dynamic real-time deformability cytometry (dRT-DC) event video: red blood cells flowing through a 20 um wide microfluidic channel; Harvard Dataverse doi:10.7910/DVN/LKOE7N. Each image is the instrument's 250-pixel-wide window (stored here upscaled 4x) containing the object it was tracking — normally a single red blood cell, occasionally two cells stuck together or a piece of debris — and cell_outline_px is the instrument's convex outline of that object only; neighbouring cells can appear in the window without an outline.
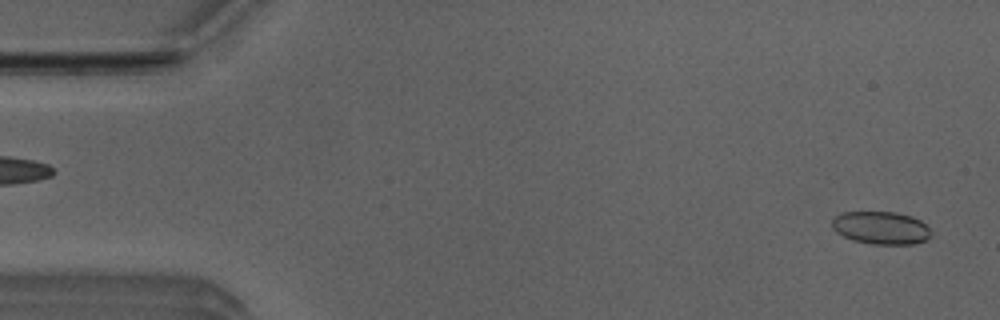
{"species": "Egyptian fruit bat (a non-hibernating species)", "species_latin": "Rousettus aegyptiacus", "temperature_condition": "room temperature", "stored_images_in_passage": 4, "camera_frame_rate_fps": 3000, "um_per_image_px": 0.085, "animal": {"sex": "male"}, "frame": {"image": 1, "passage_image": 4, "time_ms": 1.0, "image_size_px": [1000, 320], "cell_outline_px": [[932, 232], [928, 240], [916, 244], [872, 244], [852, 240], [836, 232], [832, 228], [832, 220], [836, 216], [844, 212], [896, 212], [912, 216], [920, 220]], "centroid_in_image_um": [74.9, 19.37], "position_along_channel_um": 10.1, "area_um2": 19.02}}